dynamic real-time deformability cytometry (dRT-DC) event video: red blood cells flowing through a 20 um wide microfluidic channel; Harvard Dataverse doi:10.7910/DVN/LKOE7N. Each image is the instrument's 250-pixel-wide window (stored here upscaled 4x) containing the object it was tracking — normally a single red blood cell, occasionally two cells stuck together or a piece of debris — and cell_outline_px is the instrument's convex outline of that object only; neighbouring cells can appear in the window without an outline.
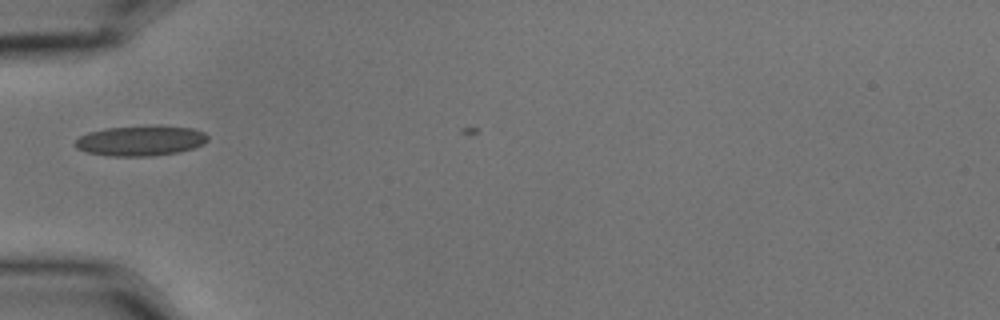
{"species": "common noctule bat (a hibernating species)", "species_latin": "Nyctalus noctula", "temperature_condition": "cold", "stored_images_in_passage": 3, "camera_frame_rate_fps": 3000, "um_per_image_px": 0.085, "animal": {"sex": "male", "body_mass_g": 15.6}, "frame": {"image": 1, "passage_image": 2, "time_ms": 0.333, "image_size_px": [1000, 320], "cell_outline_px": [[208, 140], [204, 144], [192, 148], [176, 152], [152, 156], [112, 156], [88, 152], [76, 148], [76, 140], [80, 136], [88, 132], [104, 128], [148, 124], [160, 124], [192, 128], [204, 132], [208, 136]], "centroid_in_image_um": [11.98, 11.92], "position_along_channel_um": 73.0, "area_um2": 23.76}}